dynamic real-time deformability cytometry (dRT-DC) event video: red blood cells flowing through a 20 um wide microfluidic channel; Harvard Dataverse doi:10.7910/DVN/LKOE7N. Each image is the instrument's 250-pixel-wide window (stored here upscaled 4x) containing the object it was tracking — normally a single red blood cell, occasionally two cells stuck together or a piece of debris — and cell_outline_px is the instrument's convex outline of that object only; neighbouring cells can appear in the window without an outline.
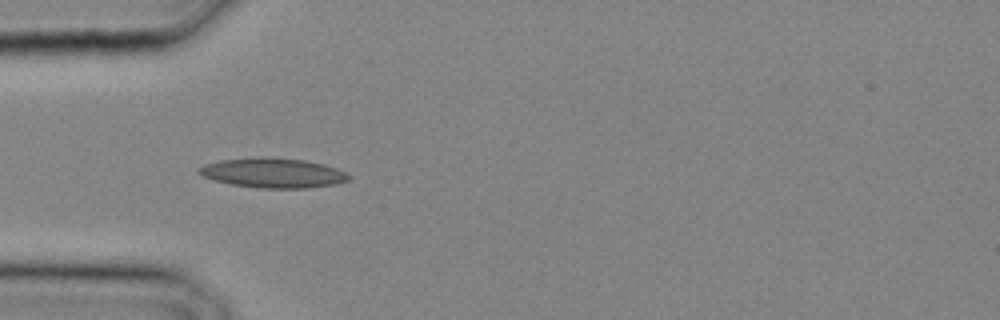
{"species": "common noctule bat (a hibernating species)", "species_latin": "Nyctalus noctula", "temperature_condition": "cold", "stored_images_in_passage": 17, "camera_frame_rate_fps": 3000, "um_per_image_px": 0.085, "animal": {"sex": "male", "body_mass_g": 20.4}, "frame": {"image": 1, "passage_image": 6, "time_ms": 1.667, "image_size_px": [1000, 320], "cell_outline_px": [[352, 176], [348, 180], [336, 184], [304, 188], [260, 188], [232, 184], [216, 180], [204, 176], [196, 172], [196, 168], [204, 164], [220, 160], [260, 156], [268, 156], [304, 160], [324, 164], [336, 168]], "centroid_in_image_um": [23.19, 14.68], "position_along_channel_um": 61.8, "area_um2": 26.07}}
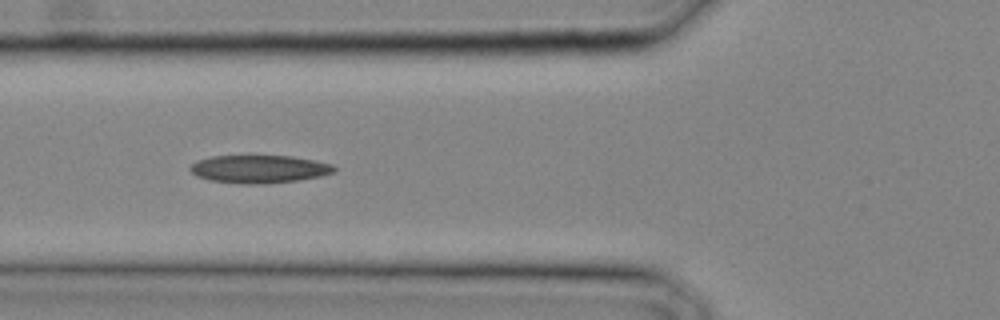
{"frame": {"image": 2, "passage_image": 8, "time_ms": 2.333, "image_size_px": [1000, 320], "cell_outline_px": [[336, 172], [320, 176], [300, 180], [264, 184], [244, 184], [212, 180], [196, 176], [188, 168], [192, 164], [200, 160], [212, 156], [248, 152], [292, 156], [316, 160], [332, 164], [336, 168]], "centroid_in_image_um": [22.05, 14.31], "position_along_channel_um": 103.8, "area_um2": 24.57}}
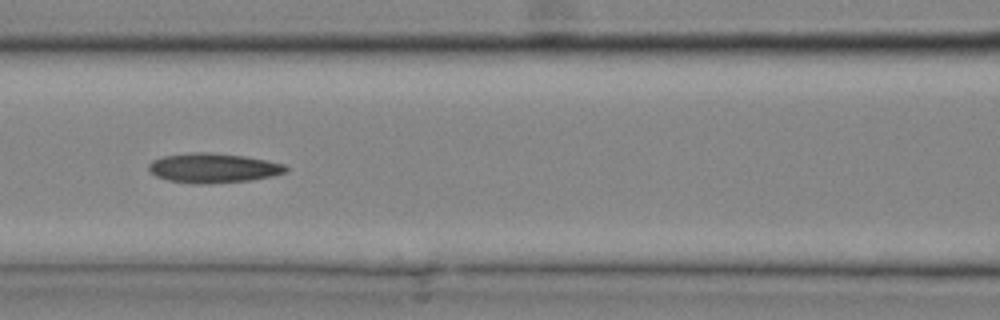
{"frame": {"image": 3, "passage_image": 10, "time_ms": 3.0, "image_size_px": [1000, 320], "cell_outline_px": [[288, 172], [272, 176], [248, 180], [208, 184], [200, 184], [168, 180], [156, 176], [148, 168], [148, 164], [152, 160], [164, 156], [192, 152], [212, 152], [244, 156], [268, 160], [284, 164], [288, 168]], "centroid_in_image_um": [18.14, 14.27], "position_along_channel_um": 148.5, "area_um2": 23.64}}